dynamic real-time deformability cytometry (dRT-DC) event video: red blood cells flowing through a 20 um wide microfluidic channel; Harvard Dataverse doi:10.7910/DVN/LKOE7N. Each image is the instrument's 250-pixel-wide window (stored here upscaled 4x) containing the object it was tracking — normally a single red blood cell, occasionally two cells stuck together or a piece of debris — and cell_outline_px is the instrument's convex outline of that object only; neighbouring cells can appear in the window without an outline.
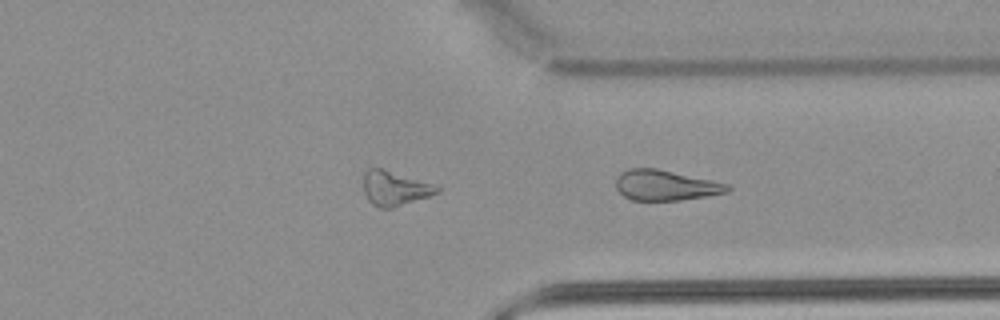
{"species": "common noctule bat (a hibernating species)", "species_latin": "Nyctalus noctula", "temperature_condition": "warm", "stored_images_in_passage": 25, "camera_frame_rate_fps": 3000, "um_per_image_px": 0.085, "animal": {"sex": "male", "body_mass_g": 21.5, "forearm_length_mm": 52.0}, "frame": {"image": 1, "passage_image": 25, "time_ms": 8.0, "image_size_px": [1000, 320], "cell_outline_px": [[732, 188], [728, 192], [680, 200], [632, 200], [624, 196], [616, 188], [616, 176], [620, 172], [628, 168], [656, 168], [712, 180], [728, 184]], "centroid_in_image_um": [56.54, 15.74], "position_along_channel_um": 354.9, "area_um2": 19.71}}